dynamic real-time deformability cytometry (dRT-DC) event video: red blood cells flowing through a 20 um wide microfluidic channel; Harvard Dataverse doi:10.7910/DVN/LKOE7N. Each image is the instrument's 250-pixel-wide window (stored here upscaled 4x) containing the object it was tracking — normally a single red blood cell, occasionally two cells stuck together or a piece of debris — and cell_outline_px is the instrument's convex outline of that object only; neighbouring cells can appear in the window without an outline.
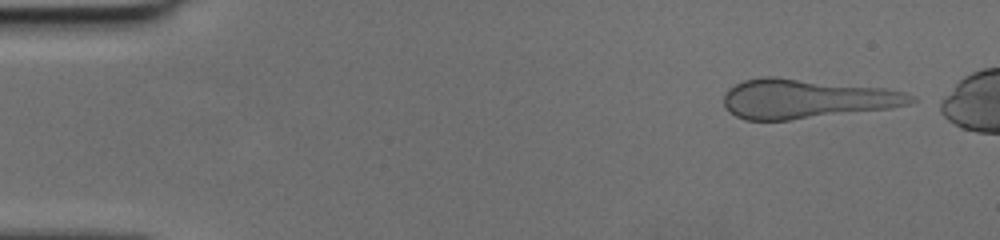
{"species": "human", "species_latin": "Homo sapiens", "temperature_condition": "cold", "stored_images_in_passage": 44, "camera_frame_rate_fps": 3000, "um_per_image_px": 0.085, "donor": {"sex": "female"}, "frame": {"image": 1, "passage_image": 1, "time_ms": 0.0, "image_size_px": [1000, 240], "cell_outline_px": [[916, 100], [912, 104], [892, 108], [788, 120], [744, 120], [728, 112], [724, 108], [724, 96], [728, 88], [744, 80], [768, 76], [772, 76], [884, 88], [904, 92], [916, 96]], "centroid_in_image_um": [68.53, 8.4], "position_along_channel_um": 16.5, "area_um2": 43.06}}
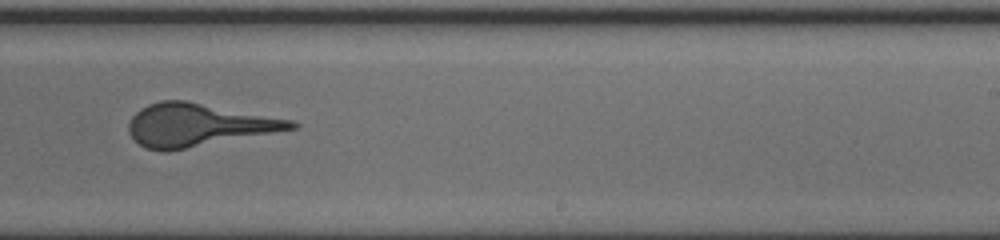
{"frame": {"image": 2, "passage_image": 28, "time_ms": 9.0, "image_size_px": [1000, 240], "cell_outline_px": [[300, 124], [296, 128], [168, 152], [164, 152], [144, 148], [128, 132], [128, 124], [132, 116], [140, 108], [148, 104], [160, 100], [184, 100], [292, 120]], "centroid_in_image_um": [16.79, 10.63], "position_along_channel_um": 272.2, "area_um2": 40.23}}
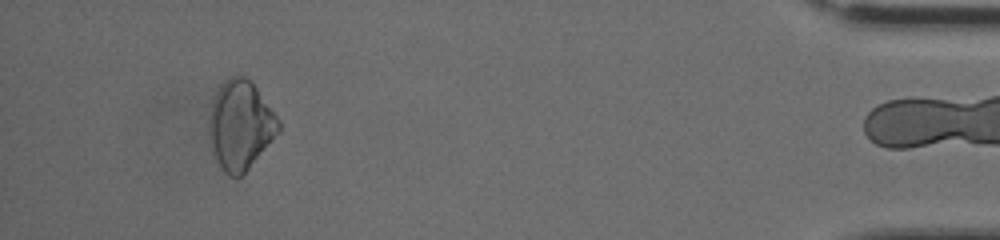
{"frame": {"image": 3, "passage_image": 43, "time_ms": 14.0, "image_size_px": [1000, 240], "cell_outline_px": [[280, 132], [248, 168], [240, 176], [228, 176], [224, 172], [216, 160], [212, 152], [208, 132], [208, 124], [212, 104], [216, 92], [220, 84], [228, 76], [244, 76], [252, 80], [280, 120]], "centroid_in_image_um": [20.43, 10.61], "position_along_channel_um": 414.8, "area_um2": 36.3}}